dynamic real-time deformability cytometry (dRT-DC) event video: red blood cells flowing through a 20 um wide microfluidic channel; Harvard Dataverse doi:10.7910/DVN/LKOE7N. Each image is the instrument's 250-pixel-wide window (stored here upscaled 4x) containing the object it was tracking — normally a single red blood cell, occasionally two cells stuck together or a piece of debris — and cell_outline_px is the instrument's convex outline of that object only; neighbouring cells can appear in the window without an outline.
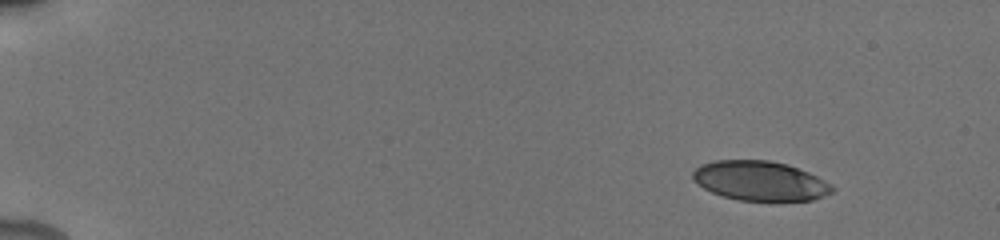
{"species": "human", "species_latin": "Homo sapiens", "temperature_condition": "cold", "stored_images_in_passage": 55, "camera_frame_rate_fps": 3000, "um_per_image_px": 0.085, "donor": {"sex": "male"}, "frame": {"image": 1, "passage_image": 1, "time_ms": 0.0, "image_size_px": [1000, 240], "cell_outline_px": [[836, 188], [832, 192], [824, 196], [812, 200], [740, 200], [724, 196], [712, 192], [704, 188], [692, 180], [692, 172], [700, 164], [716, 160], [768, 160], [788, 164], [808, 172], [832, 184]], "centroid_in_image_um": [64.6, 15.36], "position_along_channel_um": 20.4, "area_um2": 32.08}}
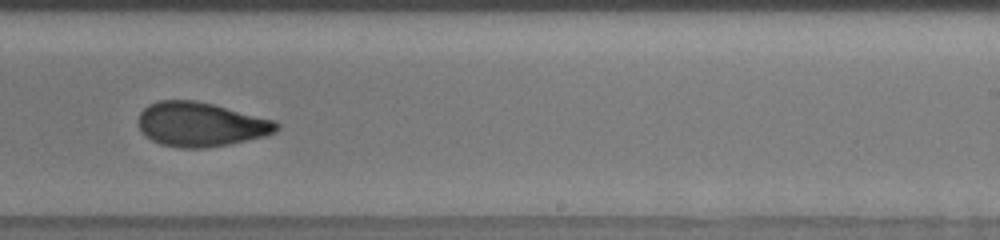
{"frame": {"image": 2, "passage_image": 34, "time_ms": 10.0, "image_size_px": [1000, 240], "cell_outline_px": [[280, 128], [276, 132], [264, 136], [228, 144], [204, 148], [180, 148], [160, 144], [152, 140], [140, 132], [136, 120], [140, 112], [148, 104], [160, 100], [196, 100], [276, 120], [280, 124]], "centroid_in_image_um": [17.03, 10.57], "position_along_channel_um": 272.0, "area_um2": 35.95}}
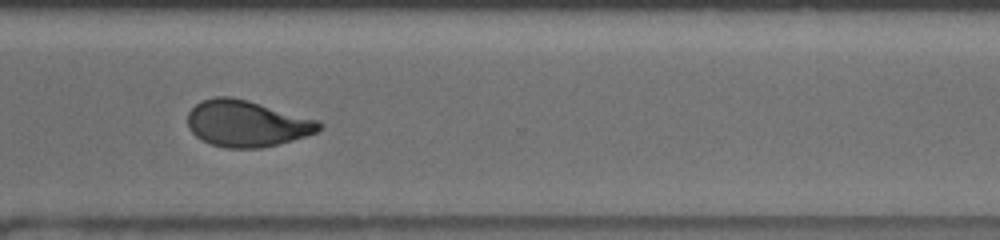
{"frame": {"image": 3, "passage_image": 39, "time_ms": 12.0, "image_size_px": [1000, 240], "cell_outline_px": [[324, 124], [316, 132], [292, 140], [260, 148], [224, 148], [212, 144], [196, 136], [188, 128], [188, 112], [200, 100], [216, 96], [232, 96], [248, 100], [320, 120]], "centroid_in_image_um": [20.97, 10.48], "position_along_channel_um": 349.6, "area_um2": 35.55}, "authors_computed_cell_mechanics": {"area_um2": 35.3158, "velocity_mm_per_s": 3.8748, "shape_relaxation_time_tau1_ms": 6.0476, "shape_relaxation_time_tau2_ms": 1.2255, "deformation_change_tau1": 0.1892, "deformation_change_tau2": 0.0679}}